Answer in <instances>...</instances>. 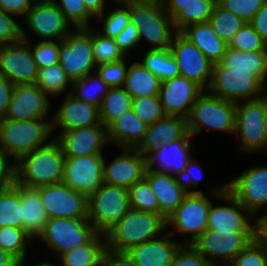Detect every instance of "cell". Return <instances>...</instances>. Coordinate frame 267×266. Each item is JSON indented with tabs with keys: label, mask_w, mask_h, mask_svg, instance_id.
<instances>
[{
	"label": "cell",
	"mask_w": 267,
	"mask_h": 266,
	"mask_svg": "<svg viewBox=\"0 0 267 266\" xmlns=\"http://www.w3.org/2000/svg\"><path fill=\"white\" fill-rule=\"evenodd\" d=\"M15 163L16 182L23 186L37 188L63 180L65 155L54 137Z\"/></svg>",
	"instance_id": "cell-1"
},
{
	"label": "cell",
	"mask_w": 267,
	"mask_h": 266,
	"mask_svg": "<svg viewBox=\"0 0 267 266\" xmlns=\"http://www.w3.org/2000/svg\"><path fill=\"white\" fill-rule=\"evenodd\" d=\"M167 228L166 219L151 212L130 209L105 233L106 248L127 252L132 247L163 235Z\"/></svg>",
	"instance_id": "cell-2"
},
{
	"label": "cell",
	"mask_w": 267,
	"mask_h": 266,
	"mask_svg": "<svg viewBox=\"0 0 267 266\" xmlns=\"http://www.w3.org/2000/svg\"><path fill=\"white\" fill-rule=\"evenodd\" d=\"M52 133V120L49 118L48 121L0 119V148L17 162L22 156L49 143L53 139L50 138Z\"/></svg>",
	"instance_id": "cell-3"
},
{
	"label": "cell",
	"mask_w": 267,
	"mask_h": 266,
	"mask_svg": "<svg viewBox=\"0 0 267 266\" xmlns=\"http://www.w3.org/2000/svg\"><path fill=\"white\" fill-rule=\"evenodd\" d=\"M127 7L130 21L137 28L140 42L147 41L151 45L149 49L170 48L177 31L162 0H146Z\"/></svg>",
	"instance_id": "cell-4"
},
{
	"label": "cell",
	"mask_w": 267,
	"mask_h": 266,
	"mask_svg": "<svg viewBox=\"0 0 267 266\" xmlns=\"http://www.w3.org/2000/svg\"><path fill=\"white\" fill-rule=\"evenodd\" d=\"M207 92V93H206ZM237 103L204 90L195 101L187 118V130L195 137L205 128L234 134Z\"/></svg>",
	"instance_id": "cell-5"
},
{
	"label": "cell",
	"mask_w": 267,
	"mask_h": 266,
	"mask_svg": "<svg viewBox=\"0 0 267 266\" xmlns=\"http://www.w3.org/2000/svg\"><path fill=\"white\" fill-rule=\"evenodd\" d=\"M211 94L228 101L239 103L255 100L267 94L266 86L251 71L224 68L220 63L213 65L212 78L208 87Z\"/></svg>",
	"instance_id": "cell-6"
},
{
	"label": "cell",
	"mask_w": 267,
	"mask_h": 266,
	"mask_svg": "<svg viewBox=\"0 0 267 266\" xmlns=\"http://www.w3.org/2000/svg\"><path fill=\"white\" fill-rule=\"evenodd\" d=\"M128 188L103 183L88 197V220L100 233H105L129 210Z\"/></svg>",
	"instance_id": "cell-7"
},
{
	"label": "cell",
	"mask_w": 267,
	"mask_h": 266,
	"mask_svg": "<svg viewBox=\"0 0 267 266\" xmlns=\"http://www.w3.org/2000/svg\"><path fill=\"white\" fill-rule=\"evenodd\" d=\"M59 63L73 82L93 73L96 63L92 47V27L75 28L59 41Z\"/></svg>",
	"instance_id": "cell-8"
},
{
	"label": "cell",
	"mask_w": 267,
	"mask_h": 266,
	"mask_svg": "<svg viewBox=\"0 0 267 266\" xmlns=\"http://www.w3.org/2000/svg\"><path fill=\"white\" fill-rule=\"evenodd\" d=\"M211 202L205 193H188L177 209L167 218V228L171 225V235L178 232L184 239L182 244L192 245L207 230L208 211Z\"/></svg>",
	"instance_id": "cell-9"
},
{
	"label": "cell",
	"mask_w": 267,
	"mask_h": 266,
	"mask_svg": "<svg viewBox=\"0 0 267 266\" xmlns=\"http://www.w3.org/2000/svg\"><path fill=\"white\" fill-rule=\"evenodd\" d=\"M265 111L266 95L237 103L234 136L240 139V149L243 153L245 151L246 154H252L260 149H266Z\"/></svg>",
	"instance_id": "cell-10"
},
{
	"label": "cell",
	"mask_w": 267,
	"mask_h": 266,
	"mask_svg": "<svg viewBox=\"0 0 267 266\" xmlns=\"http://www.w3.org/2000/svg\"><path fill=\"white\" fill-rule=\"evenodd\" d=\"M97 233L88 219L50 218L38 238L60 257L87 244Z\"/></svg>",
	"instance_id": "cell-11"
},
{
	"label": "cell",
	"mask_w": 267,
	"mask_h": 266,
	"mask_svg": "<svg viewBox=\"0 0 267 266\" xmlns=\"http://www.w3.org/2000/svg\"><path fill=\"white\" fill-rule=\"evenodd\" d=\"M253 240L254 231L207 229L192 246L210 263L217 262V259L226 263L231 262Z\"/></svg>",
	"instance_id": "cell-12"
},
{
	"label": "cell",
	"mask_w": 267,
	"mask_h": 266,
	"mask_svg": "<svg viewBox=\"0 0 267 266\" xmlns=\"http://www.w3.org/2000/svg\"><path fill=\"white\" fill-rule=\"evenodd\" d=\"M213 188L209 190L210 198L224 200L227 205L213 206L211 202L207 229L254 231L255 216L226 189V183Z\"/></svg>",
	"instance_id": "cell-13"
},
{
	"label": "cell",
	"mask_w": 267,
	"mask_h": 266,
	"mask_svg": "<svg viewBox=\"0 0 267 266\" xmlns=\"http://www.w3.org/2000/svg\"><path fill=\"white\" fill-rule=\"evenodd\" d=\"M50 218L88 219V197L63 182L37 187Z\"/></svg>",
	"instance_id": "cell-14"
},
{
	"label": "cell",
	"mask_w": 267,
	"mask_h": 266,
	"mask_svg": "<svg viewBox=\"0 0 267 266\" xmlns=\"http://www.w3.org/2000/svg\"><path fill=\"white\" fill-rule=\"evenodd\" d=\"M23 19L42 41H62L71 32L72 24L53 0H36Z\"/></svg>",
	"instance_id": "cell-15"
},
{
	"label": "cell",
	"mask_w": 267,
	"mask_h": 266,
	"mask_svg": "<svg viewBox=\"0 0 267 266\" xmlns=\"http://www.w3.org/2000/svg\"><path fill=\"white\" fill-rule=\"evenodd\" d=\"M170 50L177 61L180 75L194 81L207 91L212 78L213 64L197 46L177 32L172 40Z\"/></svg>",
	"instance_id": "cell-16"
},
{
	"label": "cell",
	"mask_w": 267,
	"mask_h": 266,
	"mask_svg": "<svg viewBox=\"0 0 267 266\" xmlns=\"http://www.w3.org/2000/svg\"><path fill=\"white\" fill-rule=\"evenodd\" d=\"M226 189L256 217L259 210H267V166L243 171L226 183Z\"/></svg>",
	"instance_id": "cell-17"
},
{
	"label": "cell",
	"mask_w": 267,
	"mask_h": 266,
	"mask_svg": "<svg viewBox=\"0 0 267 266\" xmlns=\"http://www.w3.org/2000/svg\"><path fill=\"white\" fill-rule=\"evenodd\" d=\"M0 75L14 85L36 83L38 68L28 41L0 45Z\"/></svg>",
	"instance_id": "cell-18"
},
{
	"label": "cell",
	"mask_w": 267,
	"mask_h": 266,
	"mask_svg": "<svg viewBox=\"0 0 267 266\" xmlns=\"http://www.w3.org/2000/svg\"><path fill=\"white\" fill-rule=\"evenodd\" d=\"M104 154L65 157L62 182L89 197L103 183Z\"/></svg>",
	"instance_id": "cell-19"
},
{
	"label": "cell",
	"mask_w": 267,
	"mask_h": 266,
	"mask_svg": "<svg viewBox=\"0 0 267 266\" xmlns=\"http://www.w3.org/2000/svg\"><path fill=\"white\" fill-rule=\"evenodd\" d=\"M203 91L194 81L179 75L161 82L158 96L166 116L187 119Z\"/></svg>",
	"instance_id": "cell-20"
},
{
	"label": "cell",
	"mask_w": 267,
	"mask_h": 266,
	"mask_svg": "<svg viewBox=\"0 0 267 266\" xmlns=\"http://www.w3.org/2000/svg\"><path fill=\"white\" fill-rule=\"evenodd\" d=\"M48 96L35 84H15L5 115L11 120L46 119L50 112Z\"/></svg>",
	"instance_id": "cell-21"
},
{
	"label": "cell",
	"mask_w": 267,
	"mask_h": 266,
	"mask_svg": "<svg viewBox=\"0 0 267 266\" xmlns=\"http://www.w3.org/2000/svg\"><path fill=\"white\" fill-rule=\"evenodd\" d=\"M54 138L61 145L65 157L103 154V147L109 142L107 127L103 124L61 131Z\"/></svg>",
	"instance_id": "cell-22"
},
{
	"label": "cell",
	"mask_w": 267,
	"mask_h": 266,
	"mask_svg": "<svg viewBox=\"0 0 267 266\" xmlns=\"http://www.w3.org/2000/svg\"><path fill=\"white\" fill-rule=\"evenodd\" d=\"M123 152L113 161L103 163L104 183L130 188L144 178L147 169L146 158L136 148H121Z\"/></svg>",
	"instance_id": "cell-23"
},
{
	"label": "cell",
	"mask_w": 267,
	"mask_h": 266,
	"mask_svg": "<svg viewBox=\"0 0 267 266\" xmlns=\"http://www.w3.org/2000/svg\"><path fill=\"white\" fill-rule=\"evenodd\" d=\"M55 112L50 118L52 120L53 132L57 128L65 131L102 124L99 107L78 99L71 91L67 93L63 103Z\"/></svg>",
	"instance_id": "cell-24"
},
{
	"label": "cell",
	"mask_w": 267,
	"mask_h": 266,
	"mask_svg": "<svg viewBox=\"0 0 267 266\" xmlns=\"http://www.w3.org/2000/svg\"><path fill=\"white\" fill-rule=\"evenodd\" d=\"M191 138L193 136L187 132L182 138L162 145L159 150L146 158L147 169L171 175L183 171L192 158L190 154ZM156 164L159 169L155 167Z\"/></svg>",
	"instance_id": "cell-25"
},
{
	"label": "cell",
	"mask_w": 267,
	"mask_h": 266,
	"mask_svg": "<svg viewBox=\"0 0 267 266\" xmlns=\"http://www.w3.org/2000/svg\"><path fill=\"white\" fill-rule=\"evenodd\" d=\"M172 237L167 231L157 238L132 247L127 254L138 266H171L175 253L182 245Z\"/></svg>",
	"instance_id": "cell-26"
},
{
	"label": "cell",
	"mask_w": 267,
	"mask_h": 266,
	"mask_svg": "<svg viewBox=\"0 0 267 266\" xmlns=\"http://www.w3.org/2000/svg\"><path fill=\"white\" fill-rule=\"evenodd\" d=\"M187 132V119L165 115L147 127L145 138L136 149L147 158L162 145L182 138Z\"/></svg>",
	"instance_id": "cell-27"
},
{
	"label": "cell",
	"mask_w": 267,
	"mask_h": 266,
	"mask_svg": "<svg viewBox=\"0 0 267 266\" xmlns=\"http://www.w3.org/2000/svg\"><path fill=\"white\" fill-rule=\"evenodd\" d=\"M174 27L180 32L194 23L209 22L217 0H162Z\"/></svg>",
	"instance_id": "cell-28"
},
{
	"label": "cell",
	"mask_w": 267,
	"mask_h": 266,
	"mask_svg": "<svg viewBox=\"0 0 267 266\" xmlns=\"http://www.w3.org/2000/svg\"><path fill=\"white\" fill-rule=\"evenodd\" d=\"M144 178L157 197L159 214L167 220L188 193L178 185L175 176L169 173L146 169Z\"/></svg>",
	"instance_id": "cell-29"
},
{
	"label": "cell",
	"mask_w": 267,
	"mask_h": 266,
	"mask_svg": "<svg viewBox=\"0 0 267 266\" xmlns=\"http://www.w3.org/2000/svg\"><path fill=\"white\" fill-rule=\"evenodd\" d=\"M147 127L131 109L107 127L109 143L114 142L120 148H137L145 138Z\"/></svg>",
	"instance_id": "cell-30"
},
{
	"label": "cell",
	"mask_w": 267,
	"mask_h": 266,
	"mask_svg": "<svg viewBox=\"0 0 267 266\" xmlns=\"http://www.w3.org/2000/svg\"><path fill=\"white\" fill-rule=\"evenodd\" d=\"M180 33L197 46L213 65L221 62L228 48V44L216 34L209 22L188 25Z\"/></svg>",
	"instance_id": "cell-31"
},
{
	"label": "cell",
	"mask_w": 267,
	"mask_h": 266,
	"mask_svg": "<svg viewBox=\"0 0 267 266\" xmlns=\"http://www.w3.org/2000/svg\"><path fill=\"white\" fill-rule=\"evenodd\" d=\"M20 201L22 205V229L30 237L37 239L48 221L38 189L20 184Z\"/></svg>",
	"instance_id": "cell-32"
},
{
	"label": "cell",
	"mask_w": 267,
	"mask_h": 266,
	"mask_svg": "<svg viewBox=\"0 0 267 266\" xmlns=\"http://www.w3.org/2000/svg\"><path fill=\"white\" fill-rule=\"evenodd\" d=\"M224 68L251 71L264 85L267 79V51L244 52L227 48L220 62Z\"/></svg>",
	"instance_id": "cell-33"
},
{
	"label": "cell",
	"mask_w": 267,
	"mask_h": 266,
	"mask_svg": "<svg viewBox=\"0 0 267 266\" xmlns=\"http://www.w3.org/2000/svg\"><path fill=\"white\" fill-rule=\"evenodd\" d=\"M161 81L140 61L129 65L124 89L132 98L158 95Z\"/></svg>",
	"instance_id": "cell-34"
},
{
	"label": "cell",
	"mask_w": 267,
	"mask_h": 266,
	"mask_svg": "<svg viewBox=\"0 0 267 266\" xmlns=\"http://www.w3.org/2000/svg\"><path fill=\"white\" fill-rule=\"evenodd\" d=\"M106 249L105 235L98 232L87 244L80 245L59 258L62 266H101Z\"/></svg>",
	"instance_id": "cell-35"
},
{
	"label": "cell",
	"mask_w": 267,
	"mask_h": 266,
	"mask_svg": "<svg viewBox=\"0 0 267 266\" xmlns=\"http://www.w3.org/2000/svg\"><path fill=\"white\" fill-rule=\"evenodd\" d=\"M22 205L20 201V184L0 189V227L22 229Z\"/></svg>",
	"instance_id": "cell-36"
},
{
	"label": "cell",
	"mask_w": 267,
	"mask_h": 266,
	"mask_svg": "<svg viewBox=\"0 0 267 266\" xmlns=\"http://www.w3.org/2000/svg\"><path fill=\"white\" fill-rule=\"evenodd\" d=\"M161 82L179 76V68L170 48L148 49L140 61Z\"/></svg>",
	"instance_id": "cell-37"
},
{
	"label": "cell",
	"mask_w": 267,
	"mask_h": 266,
	"mask_svg": "<svg viewBox=\"0 0 267 266\" xmlns=\"http://www.w3.org/2000/svg\"><path fill=\"white\" fill-rule=\"evenodd\" d=\"M132 99L124 87L109 88L99 108L101 123L108 127L120 115L131 110Z\"/></svg>",
	"instance_id": "cell-38"
},
{
	"label": "cell",
	"mask_w": 267,
	"mask_h": 266,
	"mask_svg": "<svg viewBox=\"0 0 267 266\" xmlns=\"http://www.w3.org/2000/svg\"><path fill=\"white\" fill-rule=\"evenodd\" d=\"M109 86L100 78L97 72L74 80L71 93L86 103L101 107L104 96L109 91Z\"/></svg>",
	"instance_id": "cell-39"
},
{
	"label": "cell",
	"mask_w": 267,
	"mask_h": 266,
	"mask_svg": "<svg viewBox=\"0 0 267 266\" xmlns=\"http://www.w3.org/2000/svg\"><path fill=\"white\" fill-rule=\"evenodd\" d=\"M72 83L66 72L62 69L61 64L57 63L38 69V77L35 84L48 97H56L64 94L68 87L72 89Z\"/></svg>",
	"instance_id": "cell-40"
},
{
	"label": "cell",
	"mask_w": 267,
	"mask_h": 266,
	"mask_svg": "<svg viewBox=\"0 0 267 266\" xmlns=\"http://www.w3.org/2000/svg\"><path fill=\"white\" fill-rule=\"evenodd\" d=\"M34 239L24 229L0 227V249L10 254L18 263H25L27 247Z\"/></svg>",
	"instance_id": "cell-41"
},
{
	"label": "cell",
	"mask_w": 267,
	"mask_h": 266,
	"mask_svg": "<svg viewBox=\"0 0 267 266\" xmlns=\"http://www.w3.org/2000/svg\"><path fill=\"white\" fill-rule=\"evenodd\" d=\"M209 23L216 34L229 44L237 31L246 22L216 3L210 16Z\"/></svg>",
	"instance_id": "cell-42"
},
{
	"label": "cell",
	"mask_w": 267,
	"mask_h": 266,
	"mask_svg": "<svg viewBox=\"0 0 267 266\" xmlns=\"http://www.w3.org/2000/svg\"><path fill=\"white\" fill-rule=\"evenodd\" d=\"M128 191L132 209L159 214L157 197L145 178L131 186Z\"/></svg>",
	"instance_id": "cell-43"
},
{
	"label": "cell",
	"mask_w": 267,
	"mask_h": 266,
	"mask_svg": "<svg viewBox=\"0 0 267 266\" xmlns=\"http://www.w3.org/2000/svg\"><path fill=\"white\" fill-rule=\"evenodd\" d=\"M93 56L97 66L127 58L114 39L105 37L92 27Z\"/></svg>",
	"instance_id": "cell-44"
},
{
	"label": "cell",
	"mask_w": 267,
	"mask_h": 266,
	"mask_svg": "<svg viewBox=\"0 0 267 266\" xmlns=\"http://www.w3.org/2000/svg\"><path fill=\"white\" fill-rule=\"evenodd\" d=\"M26 33L27 31L25 32V29L21 27L22 39L29 42L38 69L59 63V41H42L40 39L36 45H33Z\"/></svg>",
	"instance_id": "cell-45"
},
{
	"label": "cell",
	"mask_w": 267,
	"mask_h": 266,
	"mask_svg": "<svg viewBox=\"0 0 267 266\" xmlns=\"http://www.w3.org/2000/svg\"><path fill=\"white\" fill-rule=\"evenodd\" d=\"M94 19L102 21V29H96L101 35L114 39L121 30L130 22L129 8L120 6L119 8L113 9L106 15L104 12ZM102 30V31H101Z\"/></svg>",
	"instance_id": "cell-46"
},
{
	"label": "cell",
	"mask_w": 267,
	"mask_h": 266,
	"mask_svg": "<svg viewBox=\"0 0 267 266\" xmlns=\"http://www.w3.org/2000/svg\"><path fill=\"white\" fill-rule=\"evenodd\" d=\"M228 47L244 52L267 51V43L249 23H245L237 31Z\"/></svg>",
	"instance_id": "cell-47"
},
{
	"label": "cell",
	"mask_w": 267,
	"mask_h": 266,
	"mask_svg": "<svg viewBox=\"0 0 267 266\" xmlns=\"http://www.w3.org/2000/svg\"><path fill=\"white\" fill-rule=\"evenodd\" d=\"M132 109L135 115L148 126L165 116L158 95L133 98Z\"/></svg>",
	"instance_id": "cell-48"
},
{
	"label": "cell",
	"mask_w": 267,
	"mask_h": 266,
	"mask_svg": "<svg viewBox=\"0 0 267 266\" xmlns=\"http://www.w3.org/2000/svg\"><path fill=\"white\" fill-rule=\"evenodd\" d=\"M59 7L64 17L74 28H87L89 19L95 18L85 7L83 0H53ZM60 1V2H59Z\"/></svg>",
	"instance_id": "cell-49"
},
{
	"label": "cell",
	"mask_w": 267,
	"mask_h": 266,
	"mask_svg": "<svg viewBox=\"0 0 267 266\" xmlns=\"http://www.w3.org/2000/svg\"><path fill=\"white\" fill-rule=\"evenodd\" d=\"M125 59L96 66L95 71L110 88L124 86L128 70Z\"/></svg>",
	"instance_id": "cell-50"
},
{
	"label": "cell",
	"mask_w": 267,
	"mask_h": 266,
	"mask_svg": "<svg viewBox=\"0 0 267 266\" xmlns=\"http://www.w3.org/2000/svg\"><path fill=\"white\" fill-rule=\"evenodd\" d=\"M267 0H217V3L225 10L231 11L244 22L249 23L256 12Z\"/></svg>",
	"instance_id": "cell-51"
},
{
	"label": "cell",
	"mask_w": 267,
	"mask_h": 266,
	"mask_svg": "<svg viewBox=\"0 0 267 266\" xmlns=\"http://www.w3.org/2000/svg\"><path fill=\"white\" fill-rule=\"evenodd\" d=\"M231 262L233 266H267V249L254 239Z\"/></svg>",
	"instance_id": "cell-52"
},
{
	"label": "cell",
	"mask_w": 267,
	"mask_h": 266,
	"mask_svg": "<svg viewBox=\"0 0 267 266\" xmlns=\"http://www.w3.org/2000/svg\"><path fill=\"white\" fill-rule=\"evenodd\" d=\"M197 172V173H196ZM201 173V174H200ZM200 174V175H199ZM204 175L203 167L197 163L196 159L191 158L183 171L175 176L178 185L187 193H202V190H197L200 178ZM191 187L194 190L189 189Z\"/></svg>",
	"instance_id": "cell-53"
},
{
	"label": "cell",
	"mask_w": 267,
	"mask_h": 266,
	"mask_svg": "<svg viewBox=\"0 0 267 266\" xmlns=\"http://www.w3.org/2000/svg\"><path fill=\"white\" fill-rule=\"evenodd\" d=\"M12 16L0 8V45L12 44L22 39V25Z\"/></svg>",
	"instance_id": "cell-54"
},
{
	"label": "cell",
	"mask_w": 267,
	"mask_h": 266,
	"mask_svg": "<svg viewBox=\"0 0 267 266\" xmlns=\"http://www.w3.org/2000/svg\"><path fill=\"white\" fill-rule=\"evenodd\" d=\"M192 245L182 244L174 255L171 266H210Z\"/></svg>",
	"instance_id": "cell-55"
},
{
	"label": "cell",
	"mask_w": 267,
	"mask_h": 266,
	"mask_svg": "<svg viewBox=\"0 0 267 266\" xmlns=\"http://www.w3.org/2000/svg\"><path fill=\"white\" fill-rule=\"evenodd\" d=\"M114 41L118 45L119 49L123 52V54L126 57H129L127 53L140 43L138 31L135 24L130 21L125 26V28L121 30L119 34L114 38Z\"/></svg>",
	"instance_id": "cell-56"
},
{
	"label": "cell",
	"mask_w": 267,
	"mask_h": 266,
	"mask_svg": "<svg viewBox=\"0 0 267 266\" xmlns=\"http://www.w3.org/2000/svg\"><path fill=\"white\" fill-rule=\"evenodd\" d=\"M9 157L10 156L0 148V189L7 188L16 181V163Z\"/></svg>",
	"instance_id": "cell-57"
},
{
	"label": "cell",
	"mask_w": 267,
	"mask_h": 266,
	"mask_svg": "<svg viewBox=\"0 0 267 266\" xmlns=\"http://www.w3.org/2000/svg\"><path fill=\"white\" fill-rule=\"evenodd\" d=\"M101 266H138L137 263L127 254V252H117L105 249Z\"/></svg>",
	"instance_id": "cell-58"
},
{
	"label": "cell",
	"mask_w": 267,
	"mask_h": 266,
	"mask_svg": "<svg viewBox=\"0 0 267 266\" xmlns=\"http://www.w3.org/2000/svg\"><path fill=\"white\" fill-rule=\"evenodd\" d=\"M36 0H0V8L11 15H21L23 18L32 8Z\"/></svg>",
	"instance_id": "cell-59"
},
{
	"label": "cell",
	"mask_w": 267,
	"mask_h": 266,
	"mask_svg": "<svg viewBox=\"0 0 267 266\" xmlns=\"http://www.w3.org/2000/svg\"><path fill=\"white\" fill-rule=\"evenodd\" d=\"M13 88L14 84L0 75V119L5 118Z\"/></svg>",
	"instance_id": "cell-60"
},
{
	"label": "cell",
	"mask_w": 267,
	"mask_h": 266,
	"mask_svg": "<svg viewBox=\"0 0 267 266\" xmlns=\"http://www.w3.org/2000/svg\"><path fill=\"white\" fill-rule=\"evenodd\" d=\"M249 24L267 43V2L256 12Z\"/></svg>",
	"instance_id": "cell-61"
},
{
	"label": "cell",
	"mask_w": 267,
	"mask_h": 266,
	"mask_svg": "<svg viewBox=\"0 0 267 266\" xmlns=\"http://www.w3.org/2000/svg\"><path fill=\"white\" fill-rule=\"evenodd\" d=\"M254 239L267 249V212L255 217Z\"/></svg>",
	"instance_id": "cell-62"
},
{
	"label": "cell",
	"mask_w": 267,
	"mask_h": 266,
	"mask_svg": "<svg viewBox=\"0 0 267 266\" xmlns=\"http://www.w3.org/2000/svg\"><path fill=\"white\" fill-rule=\"evenodd\" d=\"M105 1L106 0H83L85 7L94 17L105 11Z\"/></svg>",
	"instance_id": "cell-63"
},
{
	"label": "cell",
	"mask_w": 267,
	"mask_h": 266,
	"mask_svg": "<svg viewBox=\"0 0 267 266\" xmlns=\"http://www.w3.org/2000/svg\"><path fill=\"white\" fill-rule=\"evenodd\" d=\"M17 263L10 254L0 249V266H15Z\"/></svg>",
	"instance_id": "cell-64"
},
{
	"label": "cell",
	"mask_w": 267,
	"mask_h": 266,
	"mask_svg": "<svg viewBox=\"0 0 267 266\" xmlns=\"http://www.w3.org/2000/svg\"><path fill=\"white\" fill-rule=\"evenodd\" d=\"M113 1L115 2V4L117 3L118 5L127 7L129 5L141 3V2L146 1V0H113Z\"/></svg>",
	"instance_id": "cell-65"
},
{
	"label": "cell",
	"mask_w": 267,
	"mask_h": 266,
	"mask_svg": "<svg viewBox=\"0 0 267 266\" xmlns=\"http://www.w3.org/2000/svg\"><path fill=\"white\" fill-rule=\"evenodd\" d=\"M264 129H265V133L267 135V94H266V111H265V115H264Z\"/></svg>",
	"instance_id": "cell-66"
},
{
	"label": "cell",
	"mask_w": 267,
	"mask_h": 266,
	"mask_svg": "<svg viewBox=\"0 0 267 266\" xmlns=\"http://www.w3.org/2000/svg\"><path fill=\"white\" fill-rule=\"evenodd\" d=\"M24 266H28V265H26V263H24ZM34 266H57V265L54 263L52 264L51 262L48 263L47 261L46 262L43 261V262L36 264Z\"/></svg>",
	"instance_id": "cell-67"
},
{
	"label": "cell",
	"mask_w": 267,
	"mask_h": 266,
	"mask_svg": "<svg viewBox=\"0 0 267 266\" xmlns=\"http://www.w3.org/2000/svg\"><path fill=\"white\" fill-rule=\"evenodd\" d=\"M218 264L215 262V263H211L210 266H217ZM226 265L227 266H233L232 262H226ZM223 266V265H222Z\"/></svg>",
	"instance_id": "cell-68"
},
{
	"label": "cell",
	"mask_w": 267,
	"mask_h": 266,
	"mask_svg": "<svg viewBox=\"0 0 267 266\" xmlns=\"http://www.w3.org/2000/svg\"><path fill=\"white\" fill-rule=\"evenodd\" d=\"M15 266H24V263H17Z\"/></svg>",
	"instance_id": "cell-69"
}]
</instances>
